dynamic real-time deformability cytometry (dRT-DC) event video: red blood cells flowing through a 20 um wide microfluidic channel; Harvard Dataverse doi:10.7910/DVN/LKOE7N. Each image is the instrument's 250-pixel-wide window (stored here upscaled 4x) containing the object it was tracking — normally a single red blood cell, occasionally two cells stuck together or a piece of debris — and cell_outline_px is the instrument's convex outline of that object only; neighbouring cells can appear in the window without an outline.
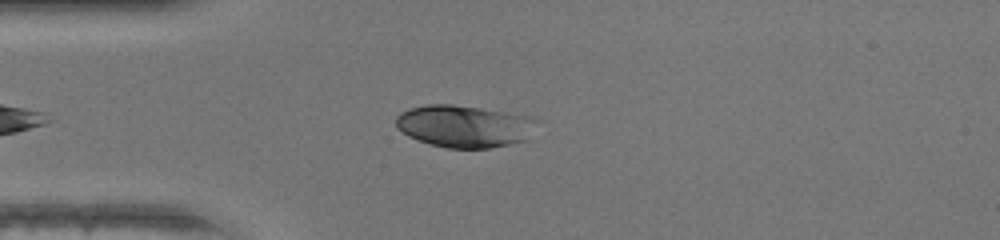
{"species": "human", "species_latin": "Homo sapiens", "temperature_condition": "warm", "stored_images_in_passage": 35, "camera_frame_rate_fps": 3000, "um_per_image_px": 0.085, "donor": {"sex": "female"}, "frame": {"image": 1, "passage_image": 3, "time_ms": 0.667, "image_size_px": [1000, 240], "cell_outline_px": [[540, 120], [528, 140], [488, 148], [448, 148], [432, 144], [408, 136], [396, 128], [396, 116], [400, 112], [412, 108], [428, 104], [452, 104], [480, 108], [532, 116]], "centroid_in_image_um": [39.51, 10.72], "position_along_channel_um": 45.5, "area_um2": 34.8}}
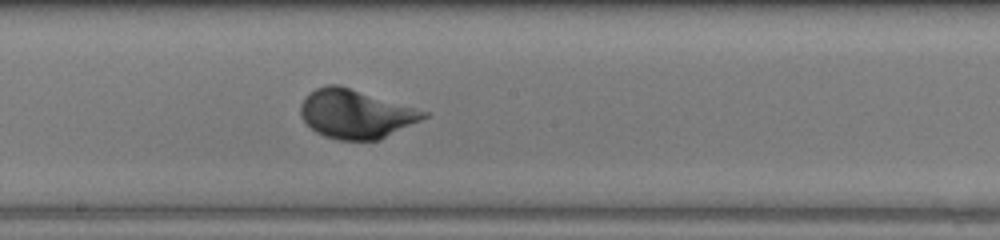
{"frame": {"image": 2, "passage_image": 16, "time_ms": 5.0, "image_size_px": [1000, 240], "cell_outline_px": [[428, 116], [380, 140], [336, 140], [324, 136], [316, 132], [300, 116], [300, 104], [308, 92], [316, 88], [328, 84], [340, 84], [428, 112]], "centroid_in_image_um": [30.2, 9.67], "position_along_channel_um": 218.0, "area_um2": 35.03}}
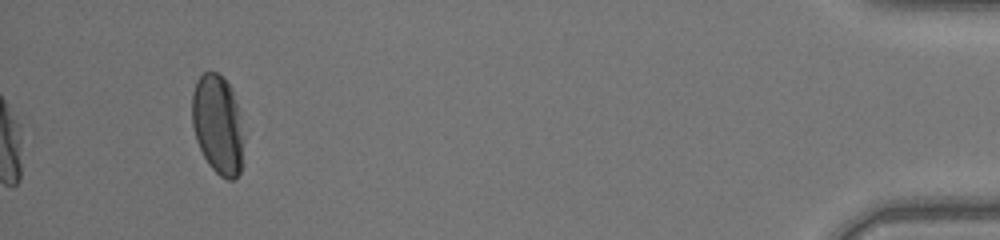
{"frame": {"image": 3, "passage_image": 35, "time_ms": 11.333, "image_size_px": [1000, 240], "cell_outline_px": [[244, 164], [240, 172], [232, 180], [228, 180], [220, 176], [208, 164], [196, 140], [192, 124], [192, 92], [196, 80], [204, 72], [216, 72], [232, 88], [240, 108], [244, 140]], "centroid_in_image_um": [18.55, 10.61], "position_along_channel_um": 416.6, "area_um2": 30.63}, "authors_computed_cell_mechanics": {"area_um2": 33.5818, "velocity_mm_per_s": 4.3444, "shape_relaxation_time_tau1_ms": 2.5243, "shape_relaxation_time_tau2_ms": null, "deformation_change_tau1": 0.1541, "deformation_change_tau2": null}}